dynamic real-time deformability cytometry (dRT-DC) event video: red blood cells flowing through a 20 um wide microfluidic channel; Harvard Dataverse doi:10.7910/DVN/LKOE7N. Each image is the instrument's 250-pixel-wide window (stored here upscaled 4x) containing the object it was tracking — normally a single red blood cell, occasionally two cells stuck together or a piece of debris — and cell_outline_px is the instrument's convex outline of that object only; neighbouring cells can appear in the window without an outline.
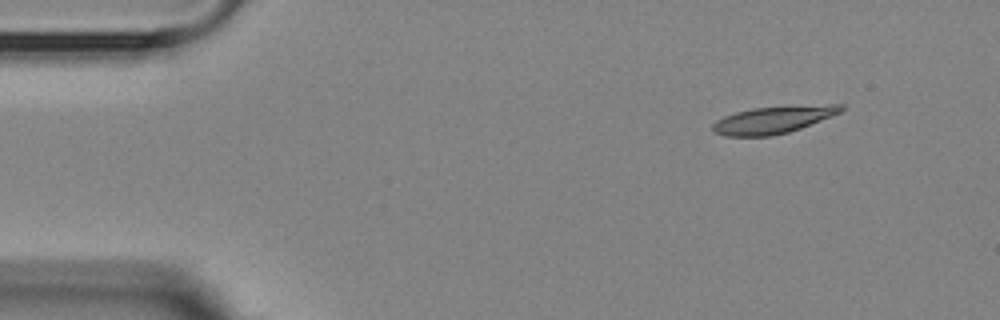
{"species": "Egyptian fruit bat (a non-hibernating species)", "species_latin": "Rousettus aegyptiacus", "temperature_condition": "room temperature", "stored_images_in_passage": 3, "camera_frame_rate_fps": 3000, "um_per_image_px": 0.085, "animal": {"sex": "female"}, "frame": {"image": 1, "passage_image": 1, "time_ms": 0.0, "image_size_px": [1000, 320], "cell_outline_px": [[844, 108], [840, 112], [800, 128], [788, 132], [772, 136], [724, 136], [716, 132], [712, 128], [712, 124], [716, 120], [724, 116], [736, 112], [752, 108], [828, 104], [844, 104]], "centroid_in_image_um": [65.7, 10.18], "position_along_channel_um": 19.3, "area_um2": 20.11}}
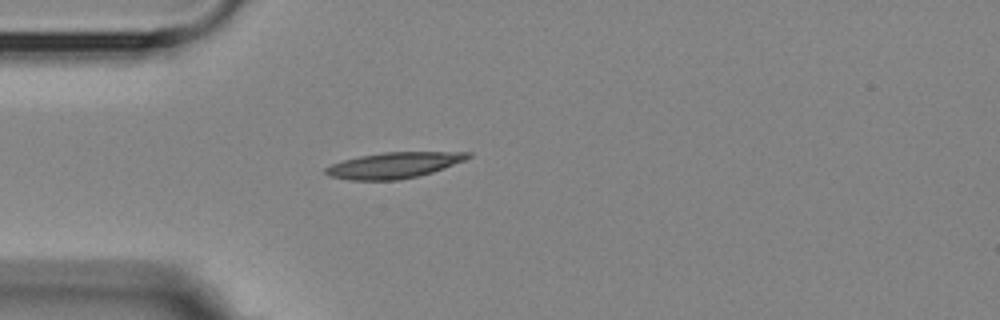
{"frame": {"image": 2, "passage_image": 3, "time_ms": 3.0, "image_size_px": [1000, 320], "cell_outline_px": [[472, 156], [464, 160], [444, 168], [432, 172], [416, 176], [396, 180], [348, 180], [332, 176], [324, 172], [324, 168], [332, 164], [344, 160], [360, 156], [384, 152], [472, 152]], "centroid_in_image_um": [33.48, 14.04], "position_along_channel_um": 51.5, "area_um2": 21.21}}